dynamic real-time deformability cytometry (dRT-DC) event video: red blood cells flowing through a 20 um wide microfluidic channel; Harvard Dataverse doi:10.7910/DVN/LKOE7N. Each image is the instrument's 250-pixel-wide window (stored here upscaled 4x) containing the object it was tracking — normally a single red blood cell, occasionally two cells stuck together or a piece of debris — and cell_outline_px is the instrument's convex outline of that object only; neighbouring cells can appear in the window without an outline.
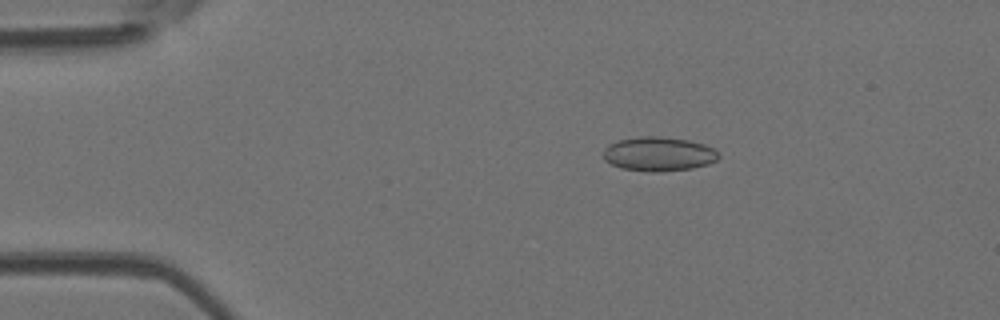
{"species": "Egyptian fruit bat (a non-hibernating species)", "species_latin": "Rousettus aegyptiacus", "temperature_condition": "room temperature", "stored_images_in_passage": 43, "camera_frame_rate_fps": 3000, "um_per_image_px": 0.085, "animal": {"sex": "female"}, "frame": {"image": 1, "passage_image": 1, "time_ms": 0.0, "image_size_px": [1000, 320], "cell_outline_px": [[720, 156], [716, 160], [708, 164], [692, 168], [660, 172], [648, 172], [620, 168], [604, 160], [604, 148], [608, 144], [616, 140], [640, 136], [660, 136], [688, 140], [704, 144], [712, 148]], "centroid_in_image_um": [55.95, 13.09], "position_along_channel_um": 29.1, "area_um2": 23.12}}
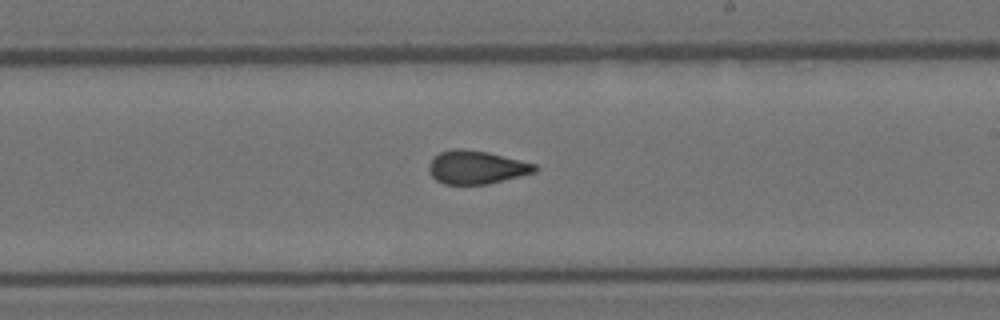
{"frame": {"image": 2, "passage_image": 22, "time_ms": 7.0, "image_size_px": [1000, 320], "cell_outline_px": [[540, 168], [536, 172], [488, 184], [444, 184], [436, 180], [428, 172], [428, 168], [432, 156], [440, 152], [452, 148], [460, 148], [488, 152], [536, 164]], "centroid_in_image_um": [40.48, 14.21], "position_along_channel_um": 248.5, "area_um2": 20.75}}
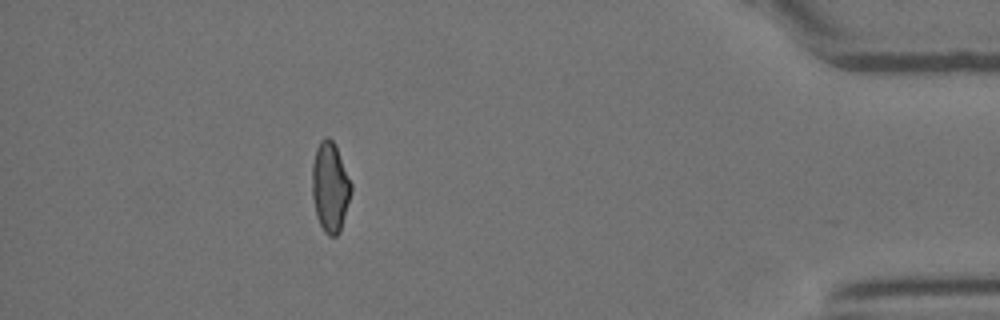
{"frame": {"image": 3, "passage_image": 38, "time_ms": 12.333, "image_size_px": [1000, 320], "cell_outline_px": [[352, 192], [340, 232], [336, 236], [328, 236], [324, 232], [316, 216], [312, 196], [312, 164], [316, 148], [320, 140], [324, 136], [328, 136], [332, 140], [336, 148], [352, 184]], "centroid_in_image_um": [28.05, 15.92], "position_along_channel_um": 407.1, "area_um2": 20.52}, "authors_computed_cell_mechanics": {"area_um2": 20.7502, "velocity_mm_per_s": 3.9189, "shape_relaxation_time_tau1_ms": null, "shape_relaxation_time_tau2_ms": 1.5233, "deformation_change_tau1": null, "deformation_change_tau2": 0.0728}}